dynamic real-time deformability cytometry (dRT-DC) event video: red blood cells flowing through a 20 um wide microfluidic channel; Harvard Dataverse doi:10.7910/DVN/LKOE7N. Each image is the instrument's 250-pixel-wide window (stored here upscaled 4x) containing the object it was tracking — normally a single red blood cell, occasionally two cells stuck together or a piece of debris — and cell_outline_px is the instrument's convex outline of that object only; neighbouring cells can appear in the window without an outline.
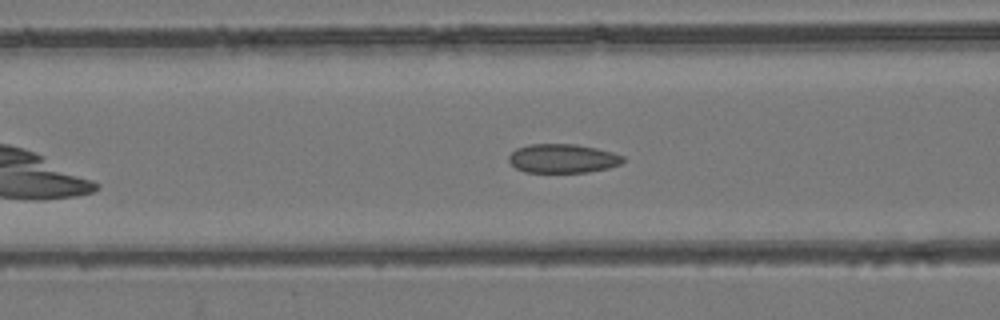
{"species": "common noctule bat (a hibernating species)", "species_latin": "Nyctalus noctula", "temperature_condition": "room temperature", "stored_images_in_passage": 33, "camera_frame_rate_fps": 3000, "um_per_image_px": 0.085, "animal": {"sex": "female", "body_mass_g": 24.6, "forearm_length_mm": 56.2}, "frame": {"image": 1, "passage_image": 9, "time_ms": 2.667, "image_size_px": [1000, 320], "cell_outline_px": [[624, 160], [620, 164], [608, 168], [588, 172], [524, 172], [516, 168], [508, 160], [508, 156], [516, 148], [528, 144], [576, 144], [596, 148], [612, 152], [624, 156]], "centroid_in_image_um": [47.82, 13.46], "position_along_channel_um": 118.8, "area_um2": 19.31}}
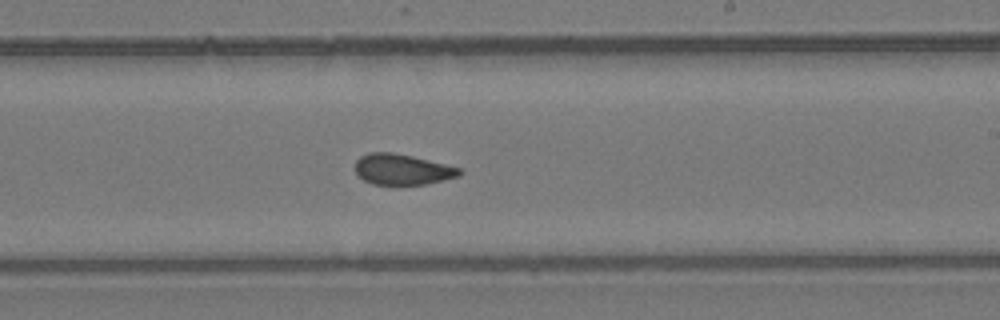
{"frame": {"image": 2, "passage_image": 20, "time_ms": 6.333, "image_size_px": [1000, 320], "cell_outline_px": [[464, 172], [460, 176], [428, 184], [396, 188], [372, 184], [364, 180], [356, 172], [356, 160], [360, 156], [368, 152], [392, 152], [412, 156], [460, 168]], "centroid_in_image_um": [34.19, 14.45], "position_along_channel_um": 254.8, "area_um2": 19.42}}
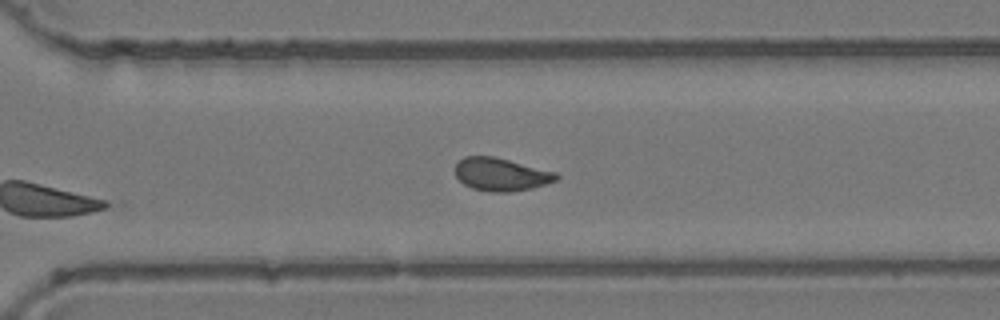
{"frame": {"image": 3, "passage_image": 26, "time_ms": 8.333, "image_size_px": [1000, 320], "cell_outline_px": [[560, 176], [556, 180], [532, 188], [508, 192], [488, 192], [472, 188], [464, 184], [456, 176], [456, 164], [464, 156], [492, 156], [556, 172]], "centroid_in_image_um": [42.57, 14.83], "position_along_channel_um": 328.0, "area_um2": 19.19}, "authors_computed_cell_mechanics": {"area_um2": 19.363, "velocity_mm_per_s": 3.6958, "shape_relaxation_time_tau1_ms": null, "shape_relaxation_time_tau2_ms": 1.7077, "deformation_change_tau1": null, "deformation_change_tau2": 0.0742}}